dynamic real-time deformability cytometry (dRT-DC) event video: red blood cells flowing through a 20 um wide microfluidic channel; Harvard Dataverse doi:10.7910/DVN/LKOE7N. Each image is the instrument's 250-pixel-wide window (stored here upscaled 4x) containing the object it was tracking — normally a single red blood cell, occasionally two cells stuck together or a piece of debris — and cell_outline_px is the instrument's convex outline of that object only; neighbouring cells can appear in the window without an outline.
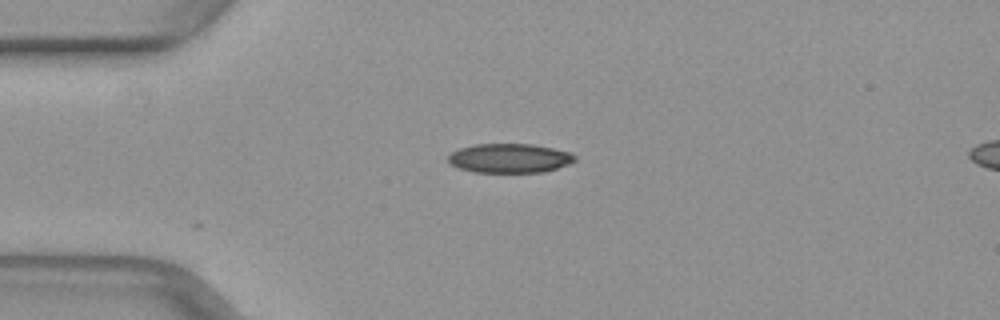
{"species": "common noctule bat (a hibernating species)", "species_latin": "Nyctalus noctula", "temperature_condition": "warm", "stored_images_in_passage": 5, "camera_frame_rate_fps": 3000, "um_per_image_px": 0.085, "animal": {"sex": "female", "body_mass_g": 29.2, "forearm_length_mm": 56.3}, "frame": {"image": 1, "passage_image": 1, "time_ms": 0.0, "image_size_px": [1000, 320], "cell_outline_px": [[576, 160], [568, 164], [544, 172], [476, 172], [460, 168], [452, 164], [448, 160], [448, 156], [452, 152], [460, 148], [476, 144], [532, 144], [572, 152], [576, 156]], "centroid_in_image_um": [43.35, 13.44], "position_along_channel_um": 41.7, "area_um2": 21.44}}